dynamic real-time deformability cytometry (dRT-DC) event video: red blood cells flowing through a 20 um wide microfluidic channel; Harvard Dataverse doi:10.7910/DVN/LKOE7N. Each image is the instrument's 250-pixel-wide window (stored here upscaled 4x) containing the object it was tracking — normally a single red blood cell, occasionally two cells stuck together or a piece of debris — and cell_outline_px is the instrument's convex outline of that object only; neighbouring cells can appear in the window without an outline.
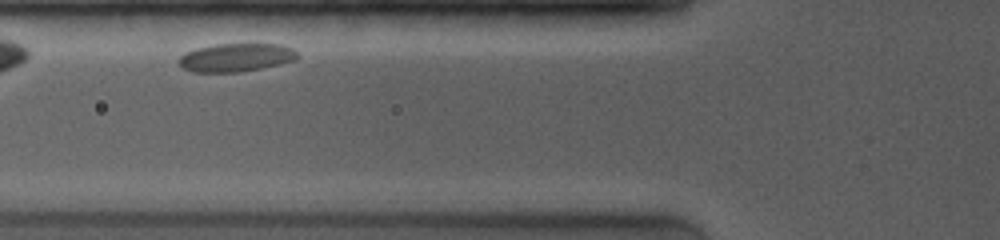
{"species": "common noctule bat (a hibernating species)", "species_latin": "Nyctalus noctula", "temperature_condition": "room temperature", "stored_images_in_passage": 40, "camera_frame_rate_fps": 4000, "um_per_image_px": 0.085, "animal": {"sex": "female", "body_mass_g": 19.0, "forearm_length_mm": 53.3}, "frame": {"image": 1, "passage_image": 6, "time_ms": 1.25, "image_size_px": [1000, 240], "cell_outline_px": [[300, 56], [296, 60], [260, 68], [240, 72], [192, 72], [184, 68], [176, 60], [184, 52], [196, 48], [216, 44], [280, 44], [292, 48]], "centroid_in_image_um": [20.04, 4.88], "position_along_channel_um": 105.8, "area_um2": 19.59}}
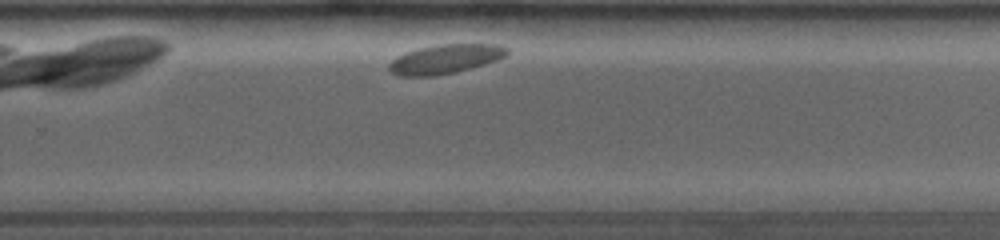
{"frame": {"image": 2, "passage_image": 28, "time_ms": 6.75, "image_size_px": [1000, 240], "cell_outline_px": [[508, 56], [484, 64], [436, 76], [400, 76], [392, 72], [388, 68], [388, 64], [396, 56], [420, 48], [440, 44], [496, 44], [508, 48]], "centroid_in_image_um": [37.85, 5.01], "position_along_channel_um": 292.0, "area_um2": 19.83}}
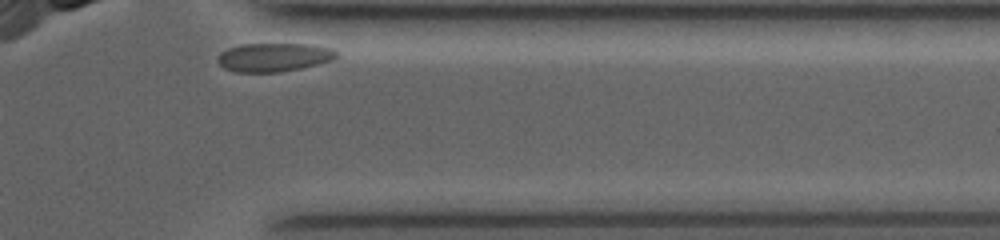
{"frame": {"image": 3, "passage_image": 39, "time_ms": 9.5, "image_size_px": [1000, 240], "cell_outline_px": [[340, 56], [332, 60], [300, 68], [280, 72], [236, 72], [224, 68], [216, 60], [220, 52], [228, 48], [240, 44], [316, 44], [332, 48]], "centroid_in_image_um": [23.28, 4.85], "position_along_channel_um": 388.1, "area_um2": 19.94}}